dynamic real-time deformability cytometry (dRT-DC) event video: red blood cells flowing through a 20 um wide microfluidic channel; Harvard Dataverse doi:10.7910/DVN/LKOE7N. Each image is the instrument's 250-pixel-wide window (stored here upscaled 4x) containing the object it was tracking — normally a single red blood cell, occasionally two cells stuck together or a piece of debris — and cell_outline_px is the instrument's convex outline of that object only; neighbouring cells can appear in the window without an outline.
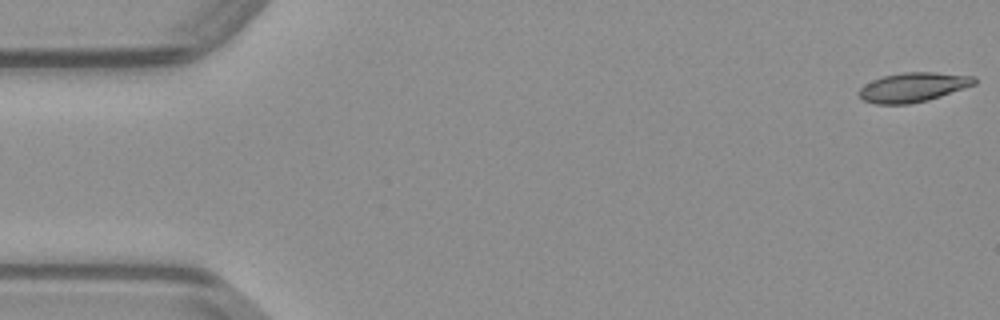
{"species": "common noctule bat (a hibernating species)", "species_latin": "Nyctalus noctula", "temperature_condition": "warm", "stored_images_in_passage": 49, "camera_frame_rate_fps": 3000, "um_per_image_px": 0.085, "animal": {"sex": "male", "body_mass_g": 23.1, "forearm_length_mm": 52.7}, "frame": {"image": 1, "passage_image": 1, "time_ms": 0.0, "image_size_px": [1000, 320], "cell_outline_px": [[976, 84], [928, 100], [908, 104], [876, 104], [864, 100], [860, 96], [860, 88], [864, 84], [872, 80], [884, 76], [904, 72], [936, 72], [976, 76]], "centroid_in_image_um": [77.64, 7.4], "position_along_channel_um": 7.4, "area_um2": 19.65}}
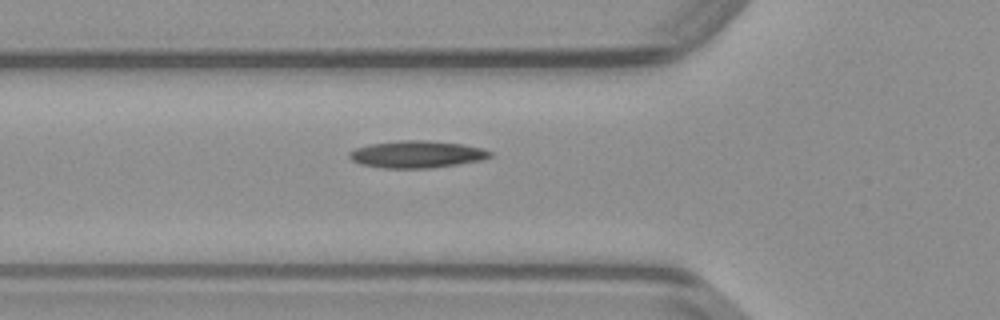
{"frame": {"image": 2, "passage_image": 17, "time_ms": 5.333, "image_size_px": [1000, 320], "cell_outline_px": [[492, 156], [480, 160], [432, 168], [380, 168], [360, 164], [352, 160], [348, 156], [348, 152], [356, 148], [368, 144], [400, 140], [428, 140], [460, 144], [480, 148], [492, 152]], "centroid_in_image_um": [35.37, 13.11], "position_along_channel_um": 90.4, "area_um2": 22.2}}
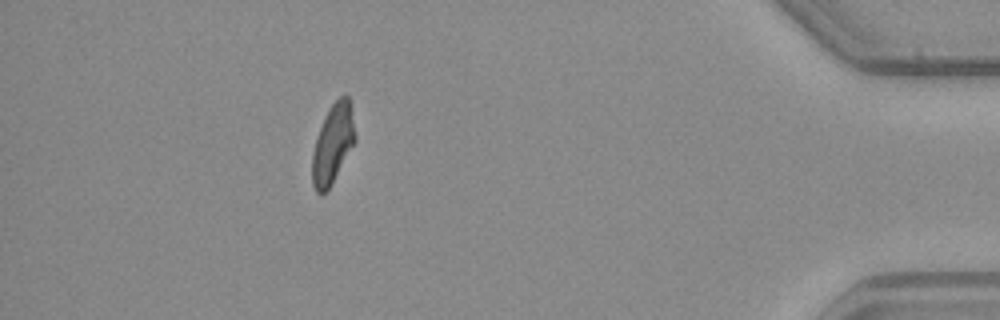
{"frame": {"image": 3, "passage_image": 44, "time_ms": 14.333, "image_size_px": [1000, 320], "cell_outline_px": [[356, 140], [328, 188], [320, 196], [316, 192], [312, 184], [312, 152], [316, 136], [332, 104], [340, 96], [348, 96], [356, 136]], "centroid_in_image_um": [28.26, 12.25], "position_along_channel_um": 406.9, "area_um2": 19.25}}